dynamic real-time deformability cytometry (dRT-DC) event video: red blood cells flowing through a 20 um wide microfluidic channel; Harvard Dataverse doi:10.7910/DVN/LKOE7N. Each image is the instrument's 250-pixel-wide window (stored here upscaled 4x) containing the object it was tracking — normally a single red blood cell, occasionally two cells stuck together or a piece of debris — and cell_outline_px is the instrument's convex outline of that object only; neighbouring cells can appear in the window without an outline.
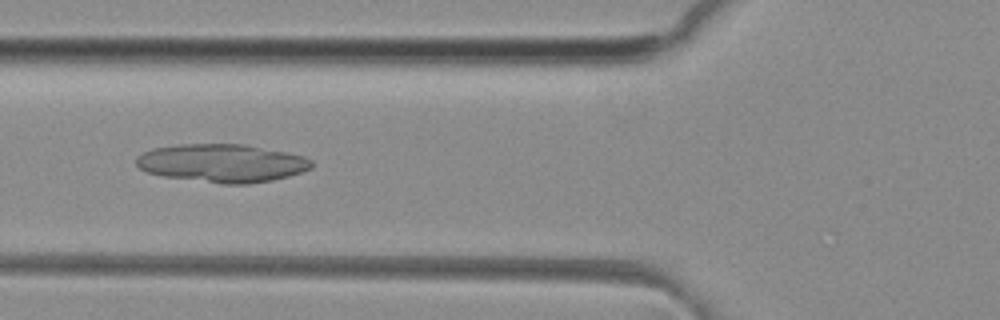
{"species": "common noctule bat (a hibernating species)", "species_latin": "Nyctalus noctula", "temperature_condition": "room temperature", "stored_images_in_passage": 50, "camera_frame_rate_fps": 3000, "um_per_image_px": 0.085, "animal": {"sex": "female", "body_mass_g": 29.2, "forearm_length_mm": 56.3}, "frame": {"image": 1, "passage_image": 18, "time_ms": 5.667, "image_size_px": [1000, 320], "cell_outline_px": [[312, 168], [288, 176], [272, 180], [248, 184], [224, 184], [164, 176], [148, 172], [140, 168], [136, 164], [136, 156], [152, 148], [180, 144], [244, 144], [304, 156], [312, 160]], "centroid_in_image_um": [18.87, 13.86], "position_along_channel_um": 106.9, "area_um2": 38.78}}
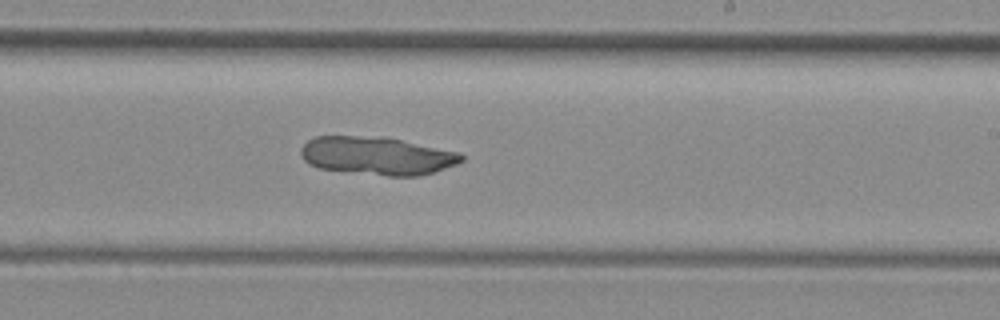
{"frame": {"image": 2, "passage_image": 29, "time_ms": 9.333, "image_size_px": [1000, 320], "cell_outline_px": [[464, 160], [456, 164], [420, 176], [388, 176], [320, 168], [308, 164], [300, 156], [300, 148], [308, 140], [316, 136], [356, 136], [400, 140], [460, 152], [464, 156]], "centroid_in_image_um": [32.03, 13.25], "position_along_channel_um": 257.0, "area_um2": 35.2}}
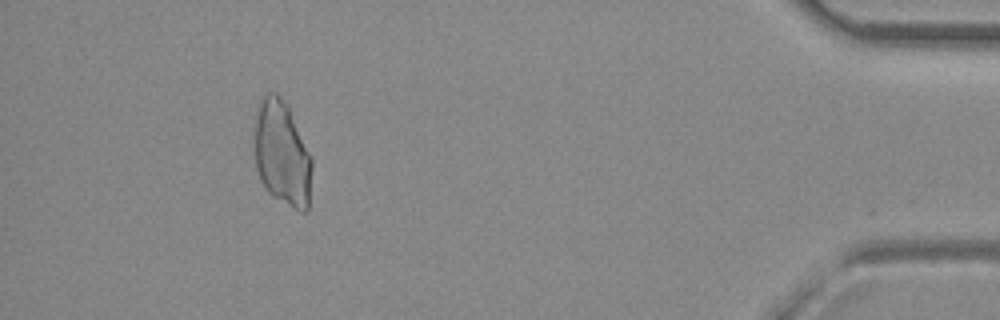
{"frame": {"image": 3, "passage_image": 45, "time_ms": 14.667, "image_size_px": [1000, 320], "cell_outline_px": [[312, 168], [308, 212], [300, 212], [272, 196], [264, 188], [260, 180], [256, 168], [252, 152], [252, 148], [256, 112], [260, 96], [264, 92], [276, 92], [288, 104], [312, 156]], "centroid_in_image_um": [23.94, 13.01], "position_along_channel_um": 411.3, "area_um2": 36.59}}